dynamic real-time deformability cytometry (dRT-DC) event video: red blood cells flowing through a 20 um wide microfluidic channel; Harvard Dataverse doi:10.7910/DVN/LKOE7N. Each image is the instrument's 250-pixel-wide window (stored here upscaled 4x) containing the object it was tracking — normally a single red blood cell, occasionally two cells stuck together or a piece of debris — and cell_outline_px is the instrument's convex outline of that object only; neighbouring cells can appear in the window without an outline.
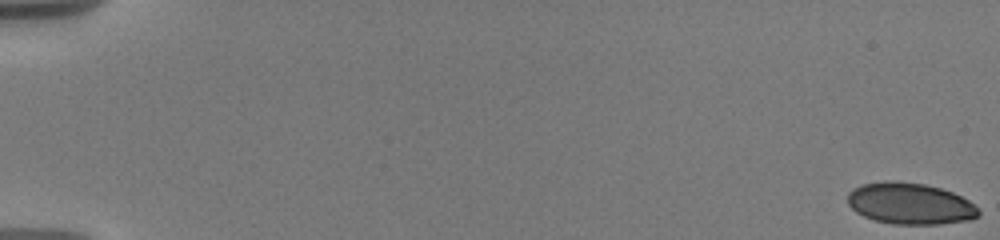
{"species": "human", "species_latin": "Homo sapiens", "temperature_condition": "warm", "stored_images_in_passage": 26, "camera_frame_rate_fps": 3000, "um_per_image_px": 0.085, "donor": {"sex": "male"}, "frame": {"image": 1, "passage_image": 1, "time_ms": 0.0, "image_size_px": [1000, 240], "cell_outline_px": [[980, 216], [972, 220], [940, 224], [892, 224], [876, 220], [864, 216], [856, 212], [848, 204], [848, 192], [852, 188], [860, 184], [884, 180], [896, 180], [924, 184], [940, 188], [952, 192], [968, 200], [980, 212]], "centroid_in_image_um": [77.33, 17.29], "position_along_channel_um": 7.7, "area_um2": 31.85}}
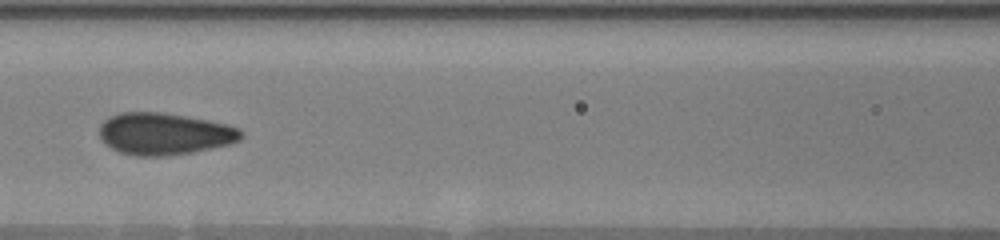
{"frame": {"image": 2, "passage_image": 13, "time_ms": 9.0, "image_size_px": [1000, 240], "cell_outline_px": [[244, 136], [240, 140], [232, 144], [192, 152], [168, 156], [136, 156], [120, 152], [112, 148], [100, 140], [100, 124], [108, 116], [120, 112], [160, 112], [208, 120], [228, 124], [240, 128], [244, 132]], "centroid_in_image_um": [13.99, 11.37], "position_along_channel_um": 152.6, "area_um2": 34.97}}
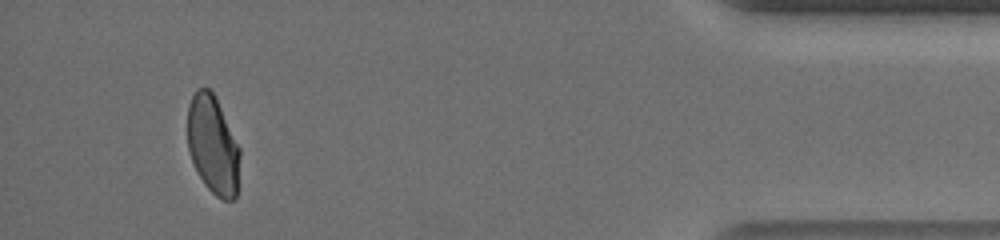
{"frame": {"image": 3, "passage_image": 25, "time_ms": 17.667, "image_size_px": [1000, 240], "cell_outline_px": [[240, 156], [236, 196], [232, 200], [224, 200], [216, 196], [204, 184], [192, 160], [188, 148], [188, 104], [196, 88], [208, 88], [216, 96], [240, 148]], "centroid_in_image_um": [18.1, 12.3], "position_along_channel_um": 417.1, "area_um2": 30.0}, "authors_computed_cell_mechanics": {"area_um2": 33.235, "velocity_mm_per_s": 3.6595, "shape_relaxation_time_tau1_ms": 7.4722, "shape_relaxation_time_tau2_ms": null, "deformation_change_tau1": 0.1644, "deformation_change_tau2": null}}